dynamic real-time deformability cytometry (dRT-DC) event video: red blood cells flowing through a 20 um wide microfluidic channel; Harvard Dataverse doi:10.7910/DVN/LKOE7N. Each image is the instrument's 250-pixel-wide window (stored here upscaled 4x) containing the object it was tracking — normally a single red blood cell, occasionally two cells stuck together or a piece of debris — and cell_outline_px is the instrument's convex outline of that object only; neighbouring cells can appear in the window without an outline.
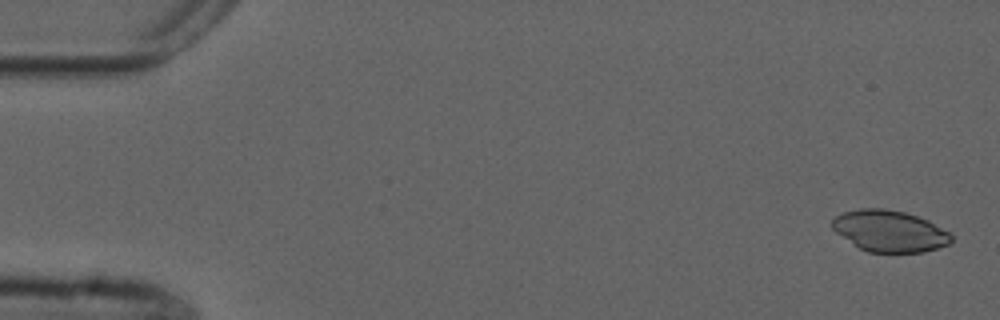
{"species": "common noctule bat (a hibernating species)", "species_latin": "Nyctalus noctula", "temperature_condition": "cold", "stored_images_in_passage": 3, "camera_frame_rate_fps": 3000, "um_per_image_px": 0.085, "animal": {"sex": "male", "forearm_length_mm": 52.5}, "frame": {"image": 1, "passage_image": 1, "time_ms": 0.0, "image_size_px": [1000, 320], "cell_outline_px": [[952, 240], [948, 244], [924, 252], [868, 252], [860, 248], [836, 232], [832, 228], [832, 220], [836, 216], [844, 212], [860, 208], [884, 208], [904, 212], [928, 220], [948, 232], [952, 236]], "centroid_in_image_um": [75.61, 19.63], "position_along_channel_um": 9.4, "area_um2": 28.44}}